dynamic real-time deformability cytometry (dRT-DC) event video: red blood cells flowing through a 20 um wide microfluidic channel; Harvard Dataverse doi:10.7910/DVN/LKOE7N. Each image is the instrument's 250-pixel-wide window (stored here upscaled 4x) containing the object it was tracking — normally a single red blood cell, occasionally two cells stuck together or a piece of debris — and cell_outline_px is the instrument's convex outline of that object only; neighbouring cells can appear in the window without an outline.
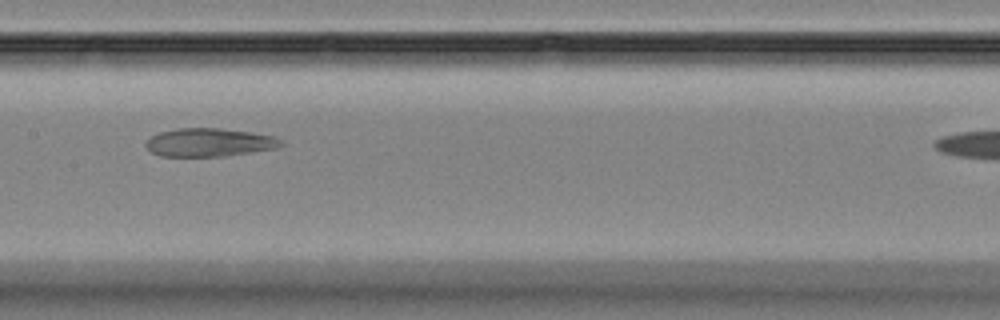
{"species": "Egyptian fruit bat (a non-hibernating species)", "species_latin": "Rousettus aegyptiacus", "temperature_condition": "room temperature", "stored_images_in_passage": 15, "segment_of_instrument_passage": [1, 2], "camera_frame_rate_fps": 3000, "um_per_image_px": 0.085, "animal": {"sex": "female"}, "frame": {"image": 1, "passage_image": 5, "time_ms": 4.667, "image_size_px": [1000, 320], "cell_outline_px": [[284, 144], [276, 148], [224, 156], [160, 156], [152, 152], [144, 144], [148, 136], [160, 132], [176, 128], [220, 128], [252, 132], [276, 136]], "centroid_in_image_um": [17.76, 12.09], "position_along_channel_um": 189.6, "area_um2": 22.37}}
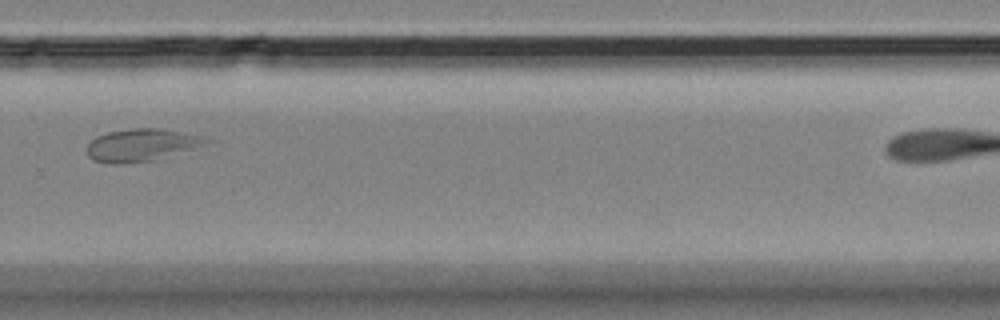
{"frame": {"image": 2, "passage_image": 8, "time_ms": 8.333, "image_size_px": [1000, 320], "cell_outline_px": [[216, 140], [156, 160], [128, 164], [108, 164], [92, 160], [88, 156], [88, 144], [96, 136], [108, 132], [128, 128], [160, 128], [204, 136]], "centroid_in_image_um": [12.01, 12.33], "position_along_channel_um": 317.8, "area_um2": 22.77}}
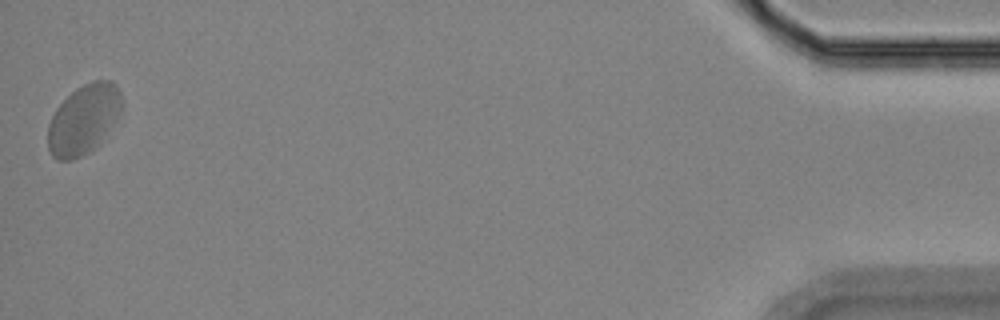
{"frame": {"image": 3, "passage_image": 14, "time_ms": 16.0, "image_size_px": [1000, 320], "cell_outline_px": [[120, 112], [100, 140], [88, 152], [72, 160], [56, 160], [52, 156], [48, 148], [48, 124], [56, 108], [76, 88], [92, 80], [112, 80], [116, 84], [120, 92]], "centroid_in_image_um": [7.06, 10.13], "position_along_channel_um": 428.1, "area_um2": 29.3}}